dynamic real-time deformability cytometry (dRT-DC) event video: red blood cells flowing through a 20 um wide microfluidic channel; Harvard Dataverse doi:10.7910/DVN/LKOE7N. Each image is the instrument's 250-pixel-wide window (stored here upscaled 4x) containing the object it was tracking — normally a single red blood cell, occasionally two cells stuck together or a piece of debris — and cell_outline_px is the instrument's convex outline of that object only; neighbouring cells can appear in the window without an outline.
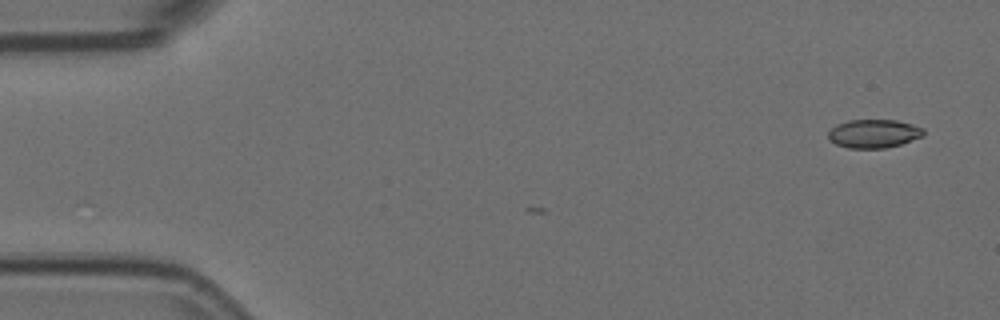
{"species": "Egyptian fruit bat (a non-hibernating species)", "species_latin": "Rousettus aegyptiacus", "temperature_condition": "room temperature", "stored_images_in_passage": 2, "camera_frame_rate_fps": 3000, "um_per_image_px": 0.085, "animal": {"sex": "female"}, "frame": {"image": 1, "passage_image": 2, "time_ms": 0.333, "image_size_px": [1000, 320], "cell_outline_px": [[924, 136], [900, 144], [884, 148], [848, 148], [836, 144], [828, 140], [828, 132], [836, 124], [848, 120], [896, 120], [912, 124], [924, 128]], "centroid_in_image_um": [74.26, 11.35], "position_along_channel_um": 10.7, "area_um2": 15.9}}